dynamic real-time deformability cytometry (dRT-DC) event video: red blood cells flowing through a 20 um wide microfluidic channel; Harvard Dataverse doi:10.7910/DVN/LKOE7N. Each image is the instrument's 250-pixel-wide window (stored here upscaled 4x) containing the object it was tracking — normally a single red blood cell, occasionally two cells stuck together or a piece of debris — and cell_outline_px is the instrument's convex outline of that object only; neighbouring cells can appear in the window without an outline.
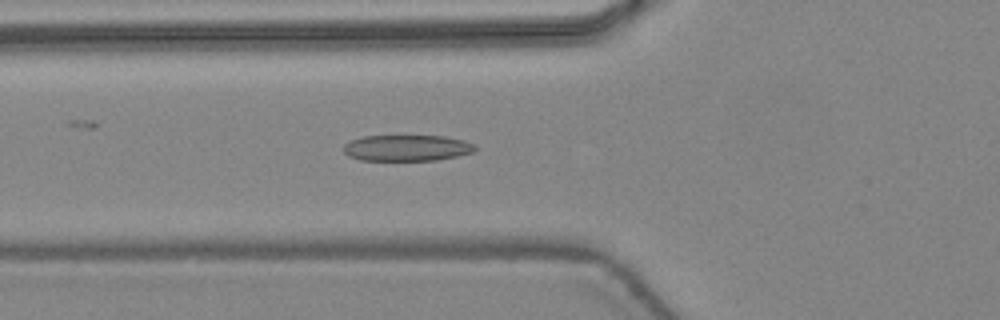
{"species": "common noctule bat (a hibernating species)", "species_latin": "Nyctalus noctula", "temperature_condition": "warm", "stored_images_in_passage": 34, "camera_frame_rate_fps": 3000, "um_per_image_px": 0.085, "animal": {"sex": "female", "body_mass_g": 24.6, "forearm_length_mm": 56.2}, "frame": {"image": 1, "passage_image": 5, "time_ms": 1.333, "image_size_px": [1000, 320], "cell_outline_px": [[476, 148], [472, 152], [456, 156], [436, 160], [360, 160], [348, 156], [344, 152], [344, 144], [352, 140], [364, 136], [444, 136], [464, 140], [476, 144]], "centroid_in_image_um": [34.59, 12.57], "position_along_channel_um": 91.2, "area_um2": 19.94}}
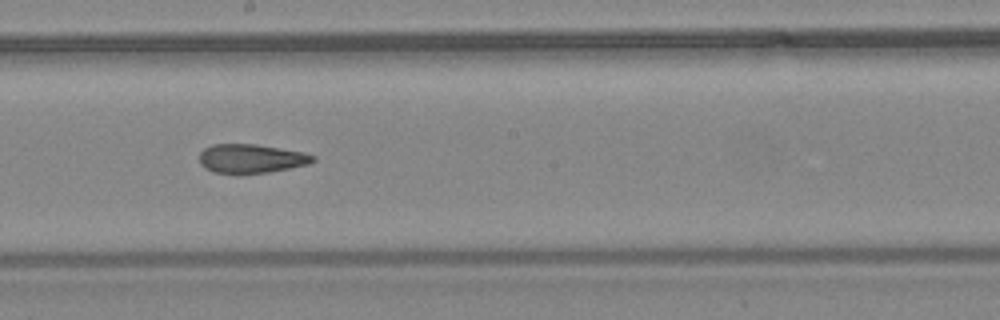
{"frame": {"image": 2, "passage_image": 14, "time_ms": 4.333, "image_size_px": [1000, 320], "cell_outline_px": [[316, 160], [308, 164], [268, 172], [212, 172], [204, 168], [200, 164], [200, 152], [204, 148], [212, 144], [256, 144], [304, 152], [316, 156]], "centroid_in_image_um": [21.35, 13.45], "position_along_channel_um": 226.9, "area_um2": 18.9}}
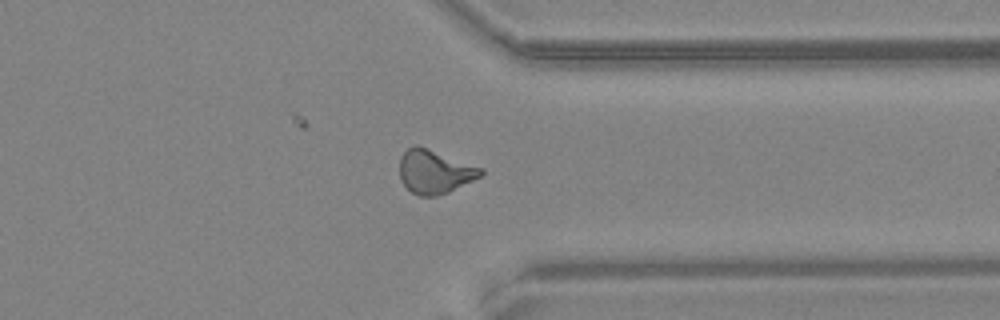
{"frame": {"image": 3, "passage_image": 24, "time_ms": 7.667, "image_size_px": [1000, 320], "cell_outline_px": [[484, 176], [448, 192], [436, 196], [420, 196], [412, 192], [400, 180], [400, 156], [408, 148], [416, 144], [428, 148], [484, 168]], "centroid_in_image_um": [36.98, 14.59], "position_along_channel_um": 374.4, "area_um2": 20.87}, "authors_computed_cell_mechanics": {"area_um2": 19.9988, "velocity_mm_per_s": 4.4887, "shape_relaxation_time_tau1_ms": 7.2227, "shape_relaxation_time_tau2_ms": 2.0798, "deformation_change_tau1": 0.208, "deformation_change_tau2": 0.1087}}